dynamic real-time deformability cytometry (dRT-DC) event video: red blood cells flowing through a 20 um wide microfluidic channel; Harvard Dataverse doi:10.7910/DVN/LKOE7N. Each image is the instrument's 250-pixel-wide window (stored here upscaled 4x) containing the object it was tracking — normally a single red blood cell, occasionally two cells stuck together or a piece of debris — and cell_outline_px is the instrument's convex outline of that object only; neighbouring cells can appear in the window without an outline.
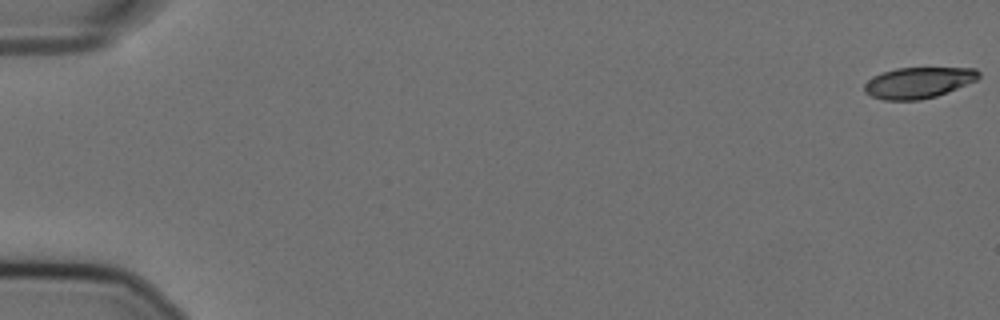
{"species": "Egyptian fruit bat (a non-hibernating species)", "species_latin": "Rousettus aegyptiacus", "temperature_condition": "cold", "stored_images_in_passage": 58, "camera_frame_rate_fps": 3000, "um_per_image_px": 0.085, "animal": {"sex": "female"}, "frame": {"image": 1, "passage_image": 1, "time_ms": 0.0, "image_size_px": [1000, 320], "cell_outline_px": [[980, 76], [976, 80], [936, 96], [920, 100], [884, 100], [872, 96], [864, 92], [864, 84], [872, 76], [880, 72], [896, 68], [976, 68], [980, 72]], "centroid_in_image_um": [78.02, 7.02], "position_along_channel_um": 7.0, "area_um2": 20.63}}
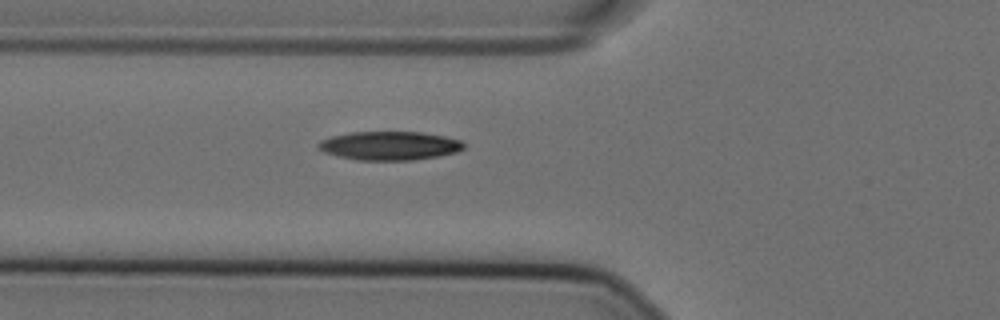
{"frame": {"image": 2, "passage_image": 22, "time_ms": 7.0, "image_size_px": [1000, 320], "cell_outline_px": [[464, 148], [456, 152], [440, 156], [412, 160], [356, 160], [324, 152], [316, 144], [320, 140], [332, 136], [352, 132], [420, 132], [444, 136], [460, 140], [464, 144]], "centroid_in_image_um": [33.12, 12.38], "position_along_channel_um": 92.7, "area_um2": 24.22}}
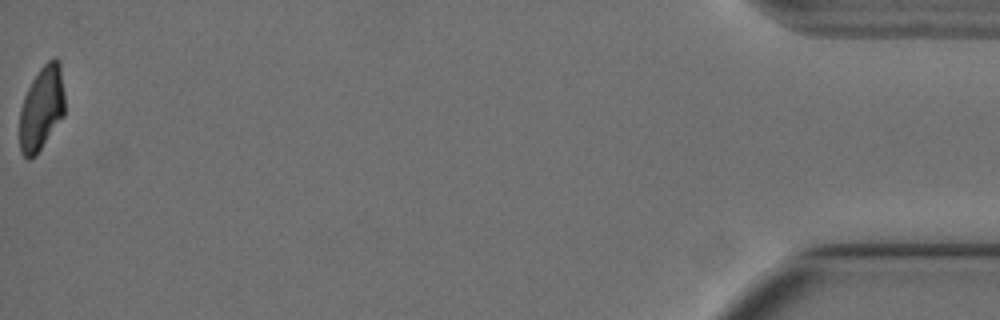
{"frame": {"image": 3, "passage_image": 58, "time_ms": 19.0, "image_size_px": [1000, 320], "cell_outline_px": [[64, 116], [36, 156], [28, 160], [20, 152], [20, 108], [24, 96], [32, 80], [40, 68], [52, 56], [56, 56], [60, 64], [64, 92]], "centroid_in_image_um": [3.54, 9.2], "position_along_channel_um": 431.7, "area_um2": 22.37}, "authors_computed_cell_mechanics": {"area_um2": 23.4668, "velocity_mm_per_s": 3.5839, "shape_relaxation_time_tau1_ms": 5.9683, "shape_relaxation_time_tau2_ms": 3.1102, "deformation_change_tau1": 0.1736, "deformation_change_tau2": 0.0839}}